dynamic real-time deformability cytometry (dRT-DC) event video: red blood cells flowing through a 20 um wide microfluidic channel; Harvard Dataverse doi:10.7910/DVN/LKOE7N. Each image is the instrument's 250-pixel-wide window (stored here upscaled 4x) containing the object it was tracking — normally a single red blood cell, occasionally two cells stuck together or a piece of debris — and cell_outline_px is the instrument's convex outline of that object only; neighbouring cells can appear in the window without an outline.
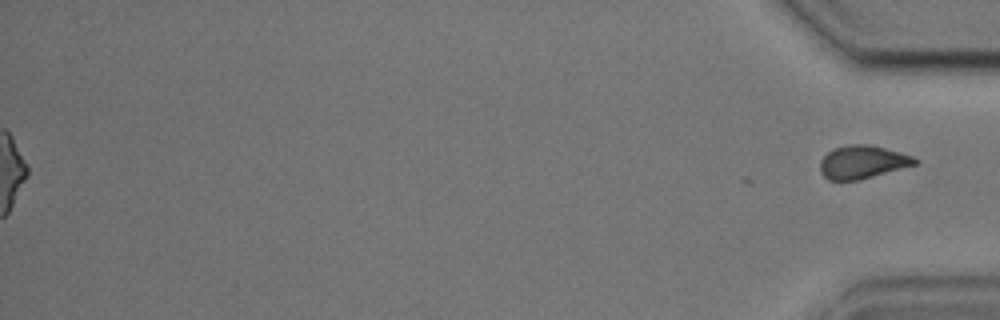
{"species": "common noctule bat (a hibernating species)", "species_latin": "Nyctalus noctula", "temperature_condition": "cold", "stored_images_in_passage": 53, "segment_of_instrument_passage": [2, 2], "camera_frame_rate_fps": 3000, "um_per_image_px": 0.085, "animal": {"sex": "male", "body_mass_g": 17.9, "forearm_length_mm": 54.2}, "frame": {"image": 1, "passage_image": 53, "time_ms": 17.333, "image_size_px": [1000, 320], "cell_outline_px": [[920, 160], [916, 164], [860, 180], [828, 180], [820, 172], [820, 160], [832, 148], [848, 144], [868, 144], [900, 152], [912, 156]], "centroid_in_image_um": [73.29, 13.77], "position_along_channel_um": 361.9, "area_um2": 18.32}}